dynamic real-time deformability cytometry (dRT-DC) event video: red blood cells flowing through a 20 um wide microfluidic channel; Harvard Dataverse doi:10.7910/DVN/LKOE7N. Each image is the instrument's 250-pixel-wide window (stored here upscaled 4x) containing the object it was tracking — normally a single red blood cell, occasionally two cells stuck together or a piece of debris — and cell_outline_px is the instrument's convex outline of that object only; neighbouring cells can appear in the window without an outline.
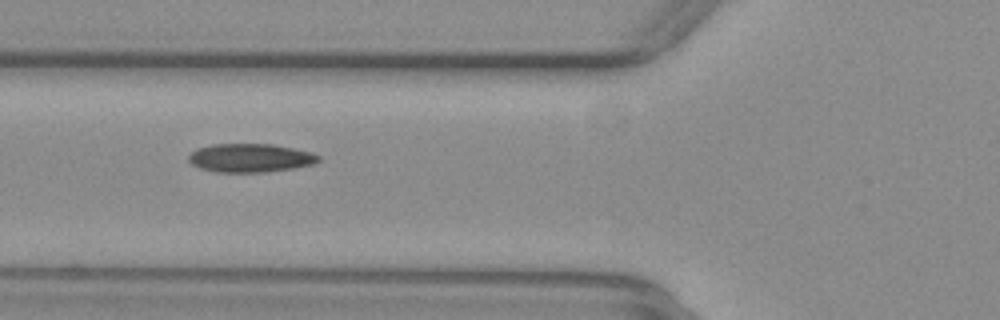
{"species": "common noctule bat (a hibernating species)", "species_latin": "Nyctalus noctula", "temperature_condition": "warm", "stored_images_in_passage": 37, "segment_of_instrument_passage": [1, 2], "camera_frame_rate_fps": 3000, "um_per_image_px": 0.085, "animal": {"sex": "female", "body_mass_g": 29.2, "forearm_length_mm": 56.3}, "frame": {"image": 1, "passage_image": 3, "time_ms": 0.667, "image_size_px": [1000, 320], "cell_outline_px": [[320, 160], [316, 164], [292, 168], [264, 172], [216, 172], [200, 168], [192, 164], [188, 160], [188, 156], [196, 148], [212, 144], [272, 144], [312, 152], [320, 156]], "centroid_in_image_um": [21.28, 13.42], "position_along_channel_um": 104.5, "area_um2": 21.68}}
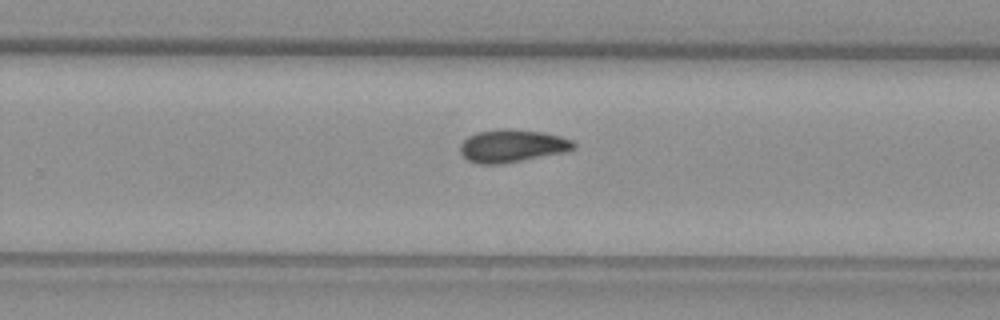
{"frame": {"image": 2, "passage_image": 17, "time_ms": 5.333, "image_size_px": [1000, 320], "cell_outline_px": [[576, 148], [564, 152], [500, 164], [476, 164], [468, 160], [460, 152], [460, 144], [468, 136], [476, 132], [500, 128], [508, 128], [544, 132], [560, 136], [572, 140], [576, 144]], "centroid_in_image_um": [43.52, 12.38], "position_along_channel_um": 286.3, "area_um2": 21.73}}
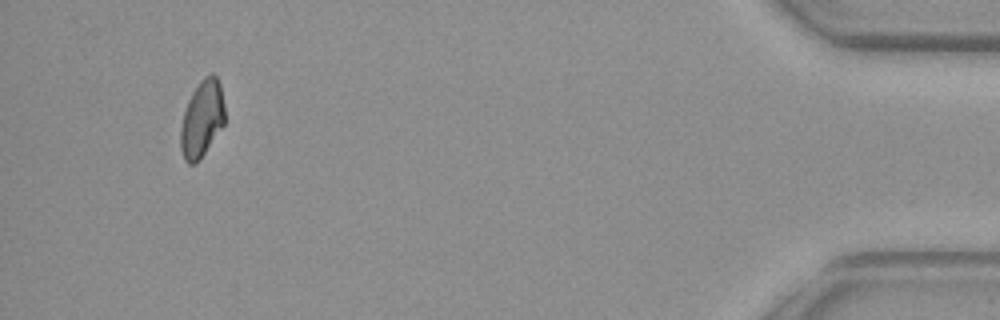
{"frame": {"image": 3, "passage_image": 33, "time_ms": 10.667, "image_size_px": [1000, 320], "cell_outline_px": [[224, 124], [200, 160], [196, 164], [188, 164], [184, 160], [180, 148], [180, 128], [184, 112], [188, 100], [192, 92], [200, 80], [204, 76], [212, 72], [216, 76], [220, 84], [224, 104]], "centroid_in_image_um": [17.15, 10.11], "position_along_channel_um": 418.0, "area_um2": 19.94}}